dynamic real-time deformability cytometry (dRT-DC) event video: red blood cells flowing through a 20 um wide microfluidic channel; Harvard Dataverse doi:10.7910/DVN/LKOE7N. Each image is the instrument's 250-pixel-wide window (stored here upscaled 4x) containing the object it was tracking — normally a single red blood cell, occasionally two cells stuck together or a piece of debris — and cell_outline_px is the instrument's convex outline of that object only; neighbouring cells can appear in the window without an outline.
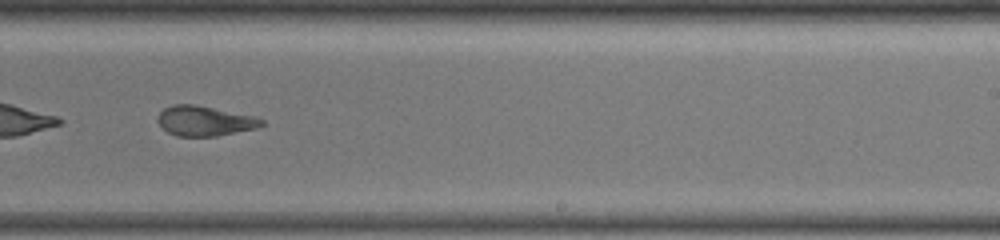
{"species": "common noctule bat (a hibernating species)", "species_latin": "Nyctalus noctula", "temperature_condition": "warm", "stored_images_in_passage": 40, "camera_frame_rate_fps": 3000, "um_per_image_px": 0.085, "animal": {"sex": "female", "body_mass_g": 19.5, "forearm_length_mm": 54.1}, "frame": {"image": 1, "passage_image": 27, "time_ms": 13.667, "image_size_px": [1000, 240], "cell_outline_px": [[264, 124], [256, 128], [216, 136], [176, 136], [168, 132], [156, 120], [156, 116], [164, 108], [172, 104], [196, 104], [256, 116], [264, 120]], "centroid_in_image_um": [17.39, 10.26], "position_along_channel_um": 271.6, "area_um2": 18.26}}
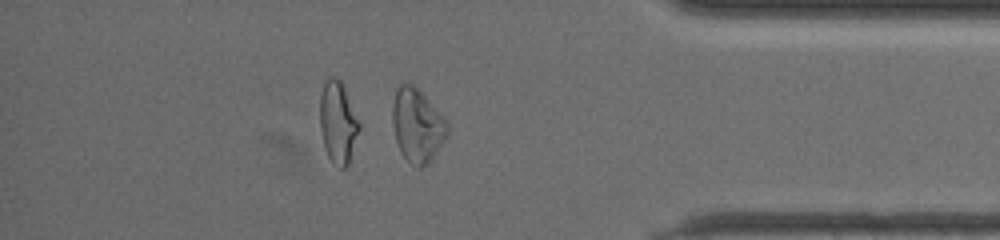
{"frame": {"image": 2, "passage_image": 35, "time_ms": 17.667, "image_size_px": [1000, 240], "cell_outline_px": [[448, 132], [428, 164], [420, 168], [416, 168], [400, 152], [396, 140], [392, 124], [392, 108], [396, 88], [400, 84], [412, 84], [424, 96], [448, 124]], "centroid_in_image_um": [35.42, 10.68], "position_along_channel_um": 399.8, "area_um2": 22.89}, "authors_computed_cell_mechanics": {"area_um2": 25.721, "velocity_mm_per_s": 3.6283, "shape_relaxation_time_tau1_ms": null, "shape_relaxation_time_tau2_ms": 1.7178, "deformation_change_tau1": null, "deformation_change_tau2": 0.0922}}